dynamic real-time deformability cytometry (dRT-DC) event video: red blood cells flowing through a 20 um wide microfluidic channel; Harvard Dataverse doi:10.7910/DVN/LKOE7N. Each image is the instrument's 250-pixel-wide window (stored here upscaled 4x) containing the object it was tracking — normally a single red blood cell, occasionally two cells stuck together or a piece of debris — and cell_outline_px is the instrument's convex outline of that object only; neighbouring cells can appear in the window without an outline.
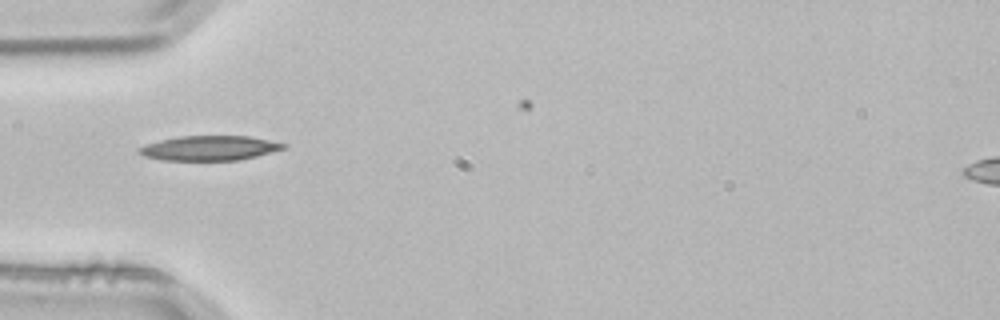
{"species": "common noctule bat (a hibernating species)", "species_latin": "Nyctalus noctula", "temperature_condition": "room temperature", "stored_images_in_passage": 1, "camera_frame_rate_fps": 3000, "um_per_image_px": 0.085, "animal": {"sex": "male", "body_mass_g": 21.5, "forearm_length_mm": 52.0}, "frame": {"image": 1, "passage_image": 1, "time_ms": 0.0, "image_size_px": [1000, 320], "cell_outline_px": [[288, 148], [240, 160], [160, 160], [144, 156], [136, 152], [136, 148], [160, 140], [180, 136], [248, 136], [288, 144]], "centroid_in_image_um": [17.8, 12.59], "position_along_channel_um": 67.2, "area_um2": 20.87}}